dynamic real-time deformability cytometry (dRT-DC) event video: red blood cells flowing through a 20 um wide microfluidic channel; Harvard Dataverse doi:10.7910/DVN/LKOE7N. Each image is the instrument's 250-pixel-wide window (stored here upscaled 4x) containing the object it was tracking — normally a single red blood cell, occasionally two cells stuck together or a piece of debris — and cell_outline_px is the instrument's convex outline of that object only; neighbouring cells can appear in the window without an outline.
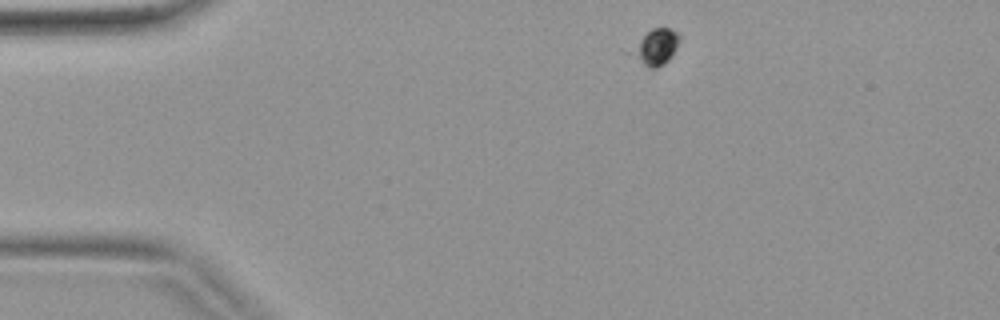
{"species": "common noctule bat (a hibernating species)", "species_latin": "Nyctalus noctula", "temperature_condition": "warm", "stored_images_in_passage": 3, "camera_frame_rate_fps": 3000, "um_per_image_px": 0.085, "animal": {"sex": "female", "body_mass_g": 19.9}, "frame": {"image": 1, "passage_image": 1, "time_ms": 0.0, "image_size_px": [1000, 320], "cell_outline_px": [[680, 40], [672, 56], [664, 64], [656, 68], [648, 68], [624, 52], [652, 28], [668, 28], [676, 32], [680, 36]], "centroid_in_image_um": [55.66, 4.03], "position_along_channel_um": 29.3, "area_um2": 10.35}}
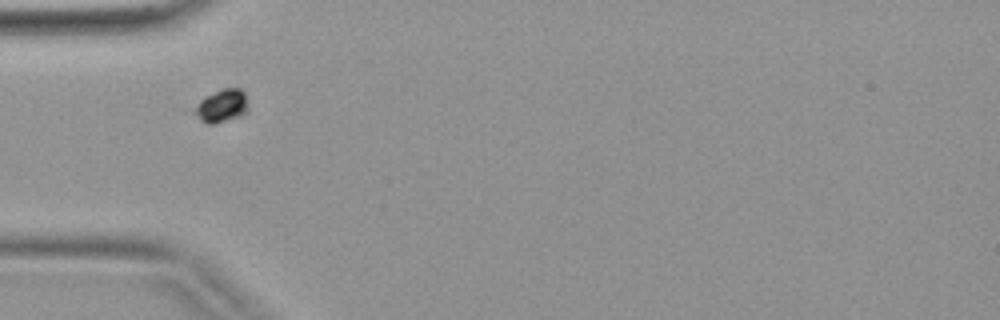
{"frame": {"image": 2, "passage_image": 2, "time_ms": 0.333, "image_size_px": [1000, 320], "cell_outline_px": [[244, 112], [240, 116], [212, 124], [208, 124], [200, 120], [192, 112], [192, 108], [204, 96], [220, 88], [240, 88], [244, 92]], "centroid_in_image_um": [18.72, 8.98], "position_along_channel_um": 66.3, "area_um2": 10.12}}
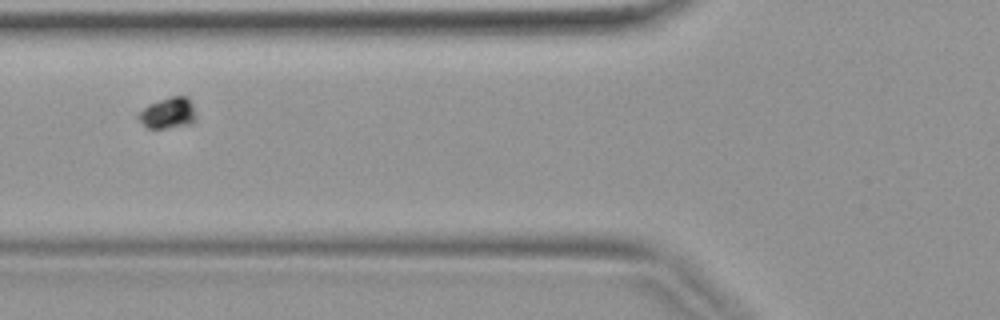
{"frame": {"image": 3, "passage_image": 3, "time_ms": 0.667, "image_size_px": [1000, 320], "cell_outline_px": [[196, 120], [192, 124], [164, 128], [148, 128], [136, 116], [148, 104], [172, 96], [188, 96], [192, 104], [196, 116]], "centroid_in_image_um": [14.31, 9.6], "position_along_channel_um": 111.5, "area_um2": 10.35}}